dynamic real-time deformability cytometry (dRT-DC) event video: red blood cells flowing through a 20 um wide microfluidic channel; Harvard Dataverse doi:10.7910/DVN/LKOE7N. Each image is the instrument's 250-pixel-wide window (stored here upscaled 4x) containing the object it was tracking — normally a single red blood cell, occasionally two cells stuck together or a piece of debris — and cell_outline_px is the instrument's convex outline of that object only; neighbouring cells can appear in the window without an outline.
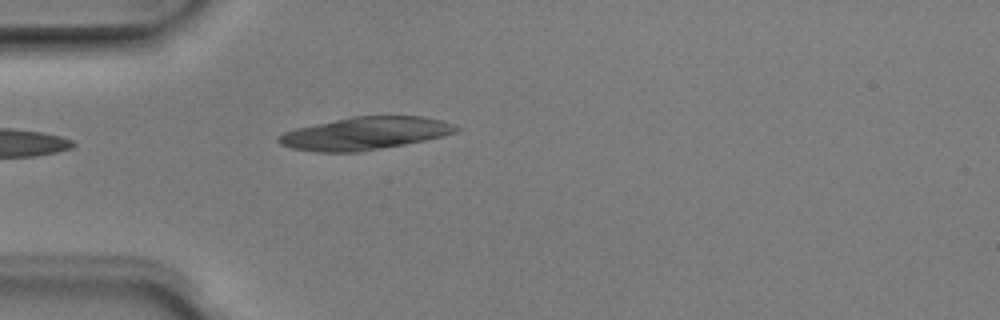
{"species": "Egyptian fruit bat (a non-hibernating species)", "species_latin": "Rousettus aegyptiacus", "temperature_condition": "room temperature", "stored_images_in_passage": 1, "camera_frame_rate_fps": 3000, "um_per_image_px": 0.085, "animal": {"sex": "male"}, "frame": {"image": 1, "passage_image": 1, "time_ms": 0.0, "image_size_px": [1000, 320], "cell_outline_px": [[460, 128], [456, 132], [424, 140], [404, 144], [360, 152], [316, 152], [292, 148], [280, 144], [276, 140], [276, 136], [284, 132], [296, 128], [352, 116], [424, 116], [440, 120], [452, 124]], "centroid_in_image_um": [30.97, 11.34], "position_along_channel_um": 54.0, "area_um2": 33.64}}